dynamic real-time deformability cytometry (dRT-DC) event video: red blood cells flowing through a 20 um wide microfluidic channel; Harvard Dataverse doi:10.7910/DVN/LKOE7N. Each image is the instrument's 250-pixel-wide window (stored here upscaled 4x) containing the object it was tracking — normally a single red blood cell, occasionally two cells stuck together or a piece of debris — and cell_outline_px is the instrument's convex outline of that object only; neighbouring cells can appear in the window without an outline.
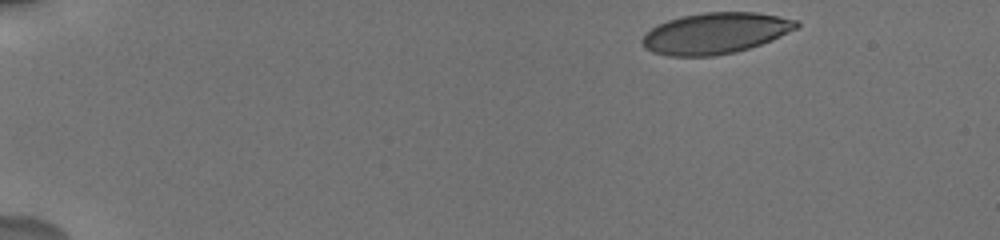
{"species": "human", "species_latin": "Homo sapiens", "temperature_condition": "cold", "stored_images_in_passage": 19, "camera_frame_rate_fps": 3000, "um_per_image_px": 0.085, "donor": {"sex": "male"}, "frame": {"image": 1, "passage_image": 1, "time_ms": 0.0, "image_size_px": [1000, 240], "cell_outline_px": [[800, 24], [796, 28], [772, 40], [736, 52], [712, 56], [668, 56], [652, 52], [644, 48], [640, 40], [644, 32], [668, 20], [684, 16], [704, 12], [756, 12], [800, 20]], "centroid_in_image_um": [60.79, 2.83], "position_along_channel_um": 24.2, "area_um2": 36.93}}
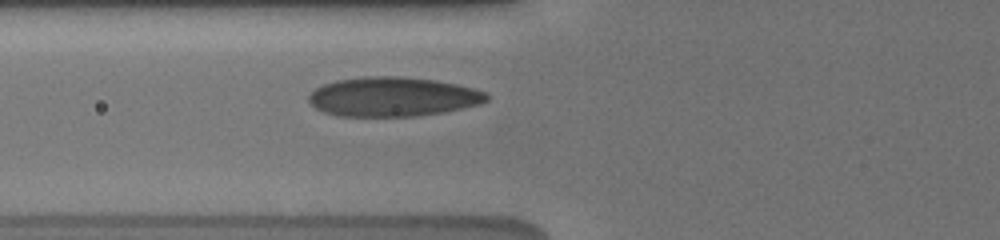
{"frame": {"image": 2, "passage_image": 13, "time_ms": 5.0, "image_size_px": [1000, 240], "cell_outline_px": [[488, 100], [480, 104], [464, 108], [416, 116], [340, 116], [324, 112], [316, 108], [308, 100], [308, 96], [316, 88], [324, 84], [336, 80], [364, 76], [400, 76], [432, 80], [456, 84], [476, 88], [488, 92]], "centroid_in_image_um": [33.41, 8.22], "position_along_channel_um": 92.4, "area_um2": 40.81}}
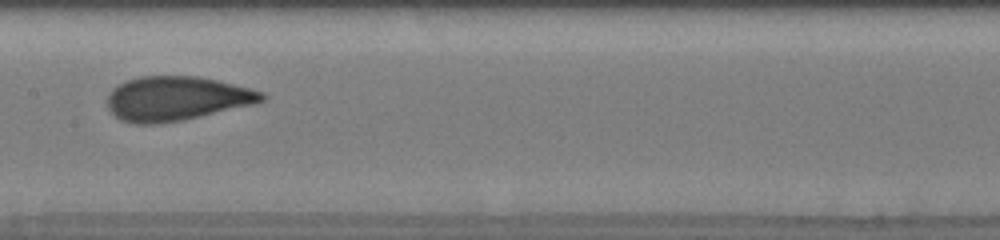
{"frame": {"image": 3, "passage_image": 17, "time_ms": 7.667, "image_size_px": [1000, 240], "cell_outline_px": [[268, 96], [264, 100], [256, 104], [184, 120], [160, 124], [136, 124], [120, 120], [108, 108], [108, 96], [112, 88], [116, 84], [140, 76], [200, 76], [264, 92]], "centroid_in_image_um": [15.01, 8.38], "position_along_channel_um": 192.4, "area_um2": 40.11}}